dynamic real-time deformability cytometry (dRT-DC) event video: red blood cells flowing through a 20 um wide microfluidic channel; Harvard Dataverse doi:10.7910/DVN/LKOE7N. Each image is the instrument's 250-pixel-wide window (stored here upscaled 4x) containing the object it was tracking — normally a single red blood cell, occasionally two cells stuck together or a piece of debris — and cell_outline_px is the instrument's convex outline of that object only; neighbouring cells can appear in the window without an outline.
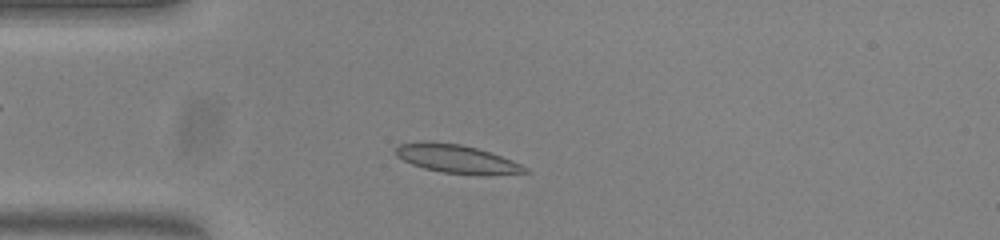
{"species": "common noctule bat (a hibernating species)", "species_latin": "Nyctalus noctula", "temperature_condition": "warm", "stored_images_in_passage": 48, "camera_frame_rate_fps": 3000, "um_per_image_px": 0.085, "animal": {"sex": "female", "body_mass_g": 23.0, "forearm_length_mm": 53.4}, "frame": {"image": 1, "passage_image": 8, "time_ms": 2.333, "image_size_px": [1000, 240], "cell_outline_px": [[532, 172], [484, 176], [480, 176], [444, 172], [424, 168], [412, 164], [396, 156], [396, 144], [420, 140], [432, 140], [460, 144], [476, 148], [512, 160], [528, 168]], "centroid_in_image_um": [38.81, 13.5], "position_along_channel_um": 46.2, "area_um2": 21.85}}
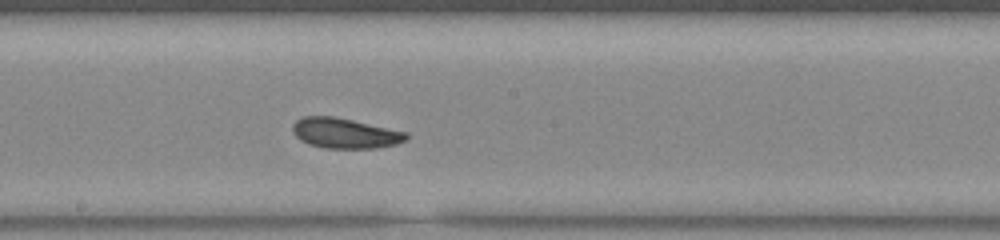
{"frame": {"image": 2, "passage_image": 23, "time_ms": 7.333, "image_size_px": [1000, 240], "cell_outline_px": [[408, 136], [404, 140], [396, 144], [376, 148], [324, 148], [308, 144], [300, 140], [292, 132], [292, 124], [296, 120], [304, 116], [332, 116], [352, 120], [408, 132]], "centroid_in_image_um": [29.28, 11.32], "position_along_channel_um": 218.9, "area_um2": 20.0}}
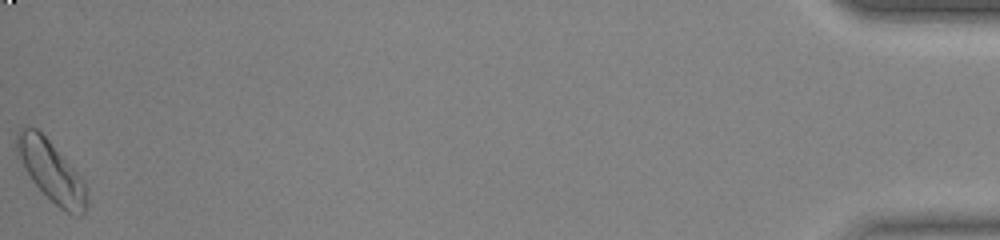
{"frame": {"image": 3, "passage_image": 48, "time_ms": 15.667, "image_size_px": [1000, 240], "cell_outline_px": [[88, 204], [84, 212], [80, 216], [76, 216], [60, 208], [32, 180], [16, 156], [16, 132], [20, 128], [36, 128], [48, 140], [84, 180]], "centroid_in_image_um": [4.34, 14.55], "position_along_channel_um": 430.9, "area_um2": 24.28}, "authors_computed_cell_mechanics": {"area_um2": 20.2589, "velocity_mm_per_s": 3.7748, "shape_relaxation_time_tau1_ms": 2.1338, "shape_relaxation_time_tau2_ms": 2.7378, "deformation_change_tau1": 0.1017, "deformation_change_tau2": 0.0958}}